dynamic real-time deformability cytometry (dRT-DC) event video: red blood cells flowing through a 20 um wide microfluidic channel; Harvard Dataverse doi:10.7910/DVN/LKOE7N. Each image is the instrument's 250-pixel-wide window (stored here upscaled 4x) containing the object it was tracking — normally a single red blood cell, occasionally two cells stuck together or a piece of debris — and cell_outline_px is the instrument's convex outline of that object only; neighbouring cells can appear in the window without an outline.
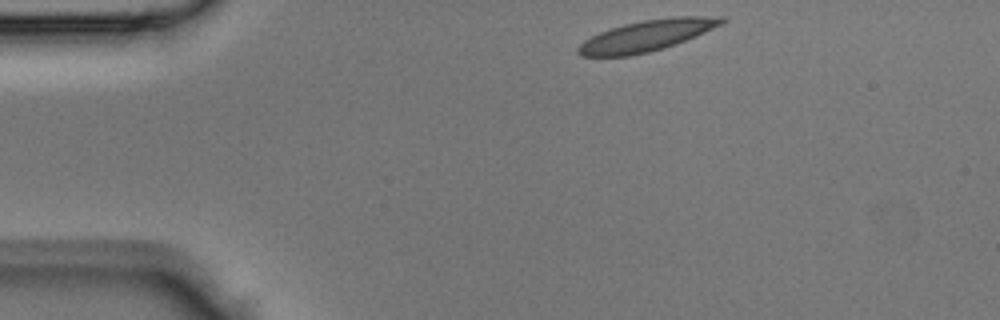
{"species": "Egyptian fruit bat (a non-hibernating species)", "species_latin": "Rousettus aegyptiacus", "temperature_condition": "room temperature", "stored_images_in_passage": 37, "camera_frame_rate_fps": 3000, "um_per_image_px": 0.085, "animal": {"sex": "male"}, "frame": {"image": 1, "passage_image": 1, "time_ms": 0.0, "image_size_px": [1000, 320], "cell_outline_px": [[728, 20], [696, 36], [676, 44], [664, 48], [632, 56], [580, 56], [576, 52], [576, 48], [584, 40], [600, 32], [624, 24], [644, 20], [672, 16], [724, 16]], "centroid_in_image_um": [54.97, 3.03], "position_along_channel_um": 30.0, "area_um2": 25.95}}
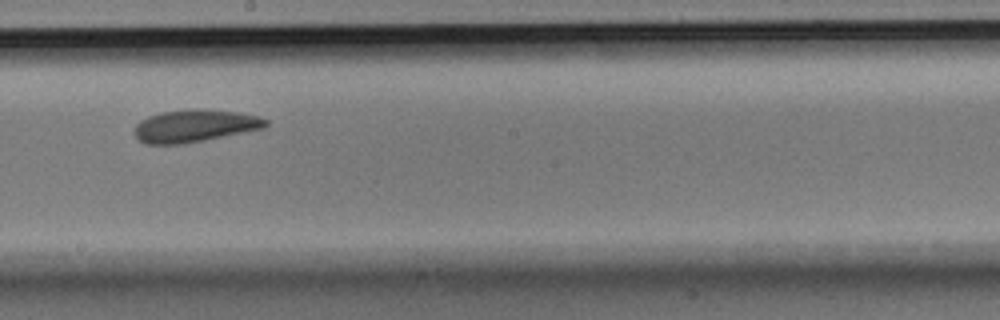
{"frame": {"image": 2, "passage_image": 18, "time_ms": 5.667, "image_size_px": [1000, 320], "cell_outline_px": [[268, 124], [264, 128], [184, 144], [144, 144], [132, 132], [136, 124], [140, 120], [148, 116], [160, 112], [192, 108], [200, 108], [240, 112], [260, 116], [268, 120]], "centroid_in_image_um": [16.54, 10.68], "position_along_channel_um": 231.7, "area_um2": 25.14}}
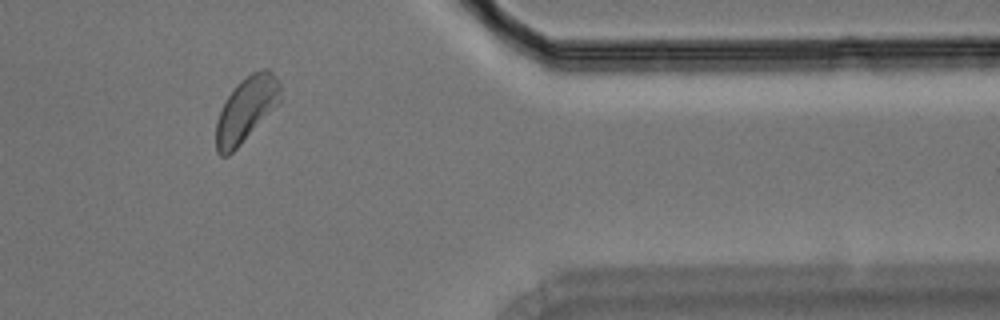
{"frame": {"image": 3, "passage_image": 30, "time_ms": 9.667, "image_size_px": [1000, 320], "cell_outline_px": [[280, 100], [240, 144], [228, 156], [220, 156], [216, 152], [216, 120], [228, 96], [236, 84], [240, 80], [252, 72], [260, 68], [268, 68], [276, 76], [280, 84]], "centroid_in_image_um": [20.9, 9.26], "position_along_channel_um": 390.5, "area_um2": 23.76}}